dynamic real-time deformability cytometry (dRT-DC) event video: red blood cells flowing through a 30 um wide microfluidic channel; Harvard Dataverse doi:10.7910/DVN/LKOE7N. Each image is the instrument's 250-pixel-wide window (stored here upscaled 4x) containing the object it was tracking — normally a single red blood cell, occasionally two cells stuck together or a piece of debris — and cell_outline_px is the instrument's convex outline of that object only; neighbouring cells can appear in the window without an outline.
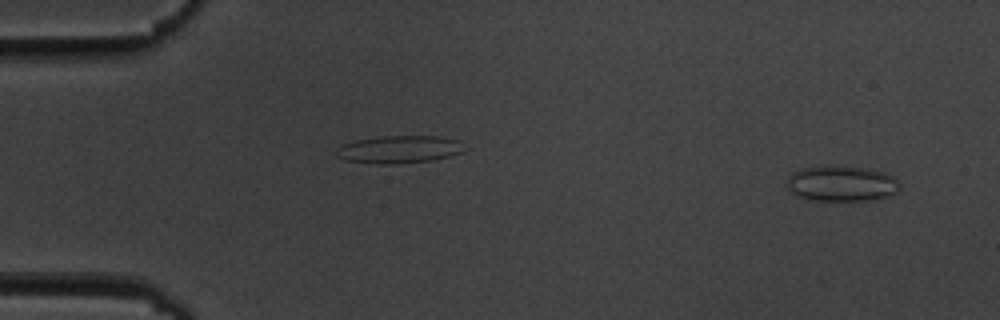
{"species": "common noctule bat (a hibernating species)", "species_latin": "Nyctalus noctula", "temperature_condition": "cold", "stored_images_in_passage": 55, "camera_frame_rate_fps": 3000, "um_per_image_px": 0.085, "animal": {"sex": "male", "body_mass_g": 19.5, "forearm_length_mm": 54.6}, "frame": {"image": 1, "passage_image": 3, "time_ms": 0.667, "image_size_px": [1000, 320], "cell_outline_px": [[900, 192], [892, 196], [868, 200], [808, 200], [792, 192], [784, 184], [788, 176], [792, 172], [800, 168], [824, 164], [840, 164], [868, 168], [884, 172], [892, 176], [900, 184]], "centroid_in_image_um": [71.52, 15.56], "position_along_channel_um": 13.5, "area_um2": 24.28}}
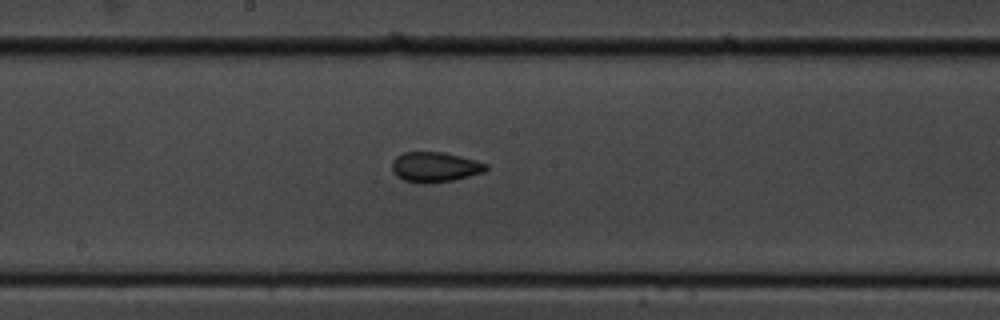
{"frame": {"image": 2, "passage_image": 29, "time_ms": 9.333, "image_size_px": [1000, 320], "cell_outline_px": [[488, 168], [484, 172], [452, 180], [404, 180], [396, 176], [392, 172], [392, 160], [396, 156], [404, 152], [444, 152], [460, 156], [488, 164]], "centroid_in_image_um": [36.96, 14.14], "position_along_channel_um": 211.2, "area_um2": 15.78}}
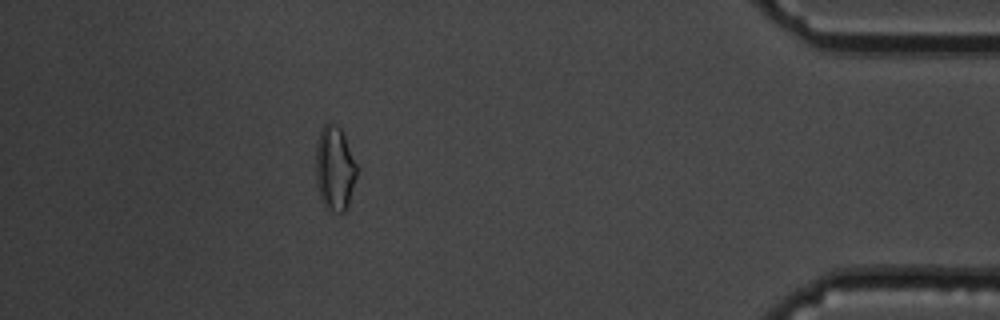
{"frame": {"image": 3, "passage_image": 49, "time_ms": 16.0, "image_size_px": [1000, 320], "cell_outline_px": [[356, 176], [348, 204], [344, 212], [340, 212], [324, 208], [320, 200], [316, 184], [316, 144], [320, 132], [324, 124], [336, 124], [344, 132], [356, 164]], "centroid_in_image_um": [28.43, 14.32], "position_along_channel_um": 406.8, "area_um2": 20.17}, "authors_computed_cell_mechanics": {"area_um2": 17.1666, "velocity_mm_per_s": 3.6239, "shape_relaxation_time_tau1_ms": null, "shape_relaxation_time_tau2_ms": 1.8821, "deformation_change_tau1": null, "deformation_change_tau2": 0.0694}}